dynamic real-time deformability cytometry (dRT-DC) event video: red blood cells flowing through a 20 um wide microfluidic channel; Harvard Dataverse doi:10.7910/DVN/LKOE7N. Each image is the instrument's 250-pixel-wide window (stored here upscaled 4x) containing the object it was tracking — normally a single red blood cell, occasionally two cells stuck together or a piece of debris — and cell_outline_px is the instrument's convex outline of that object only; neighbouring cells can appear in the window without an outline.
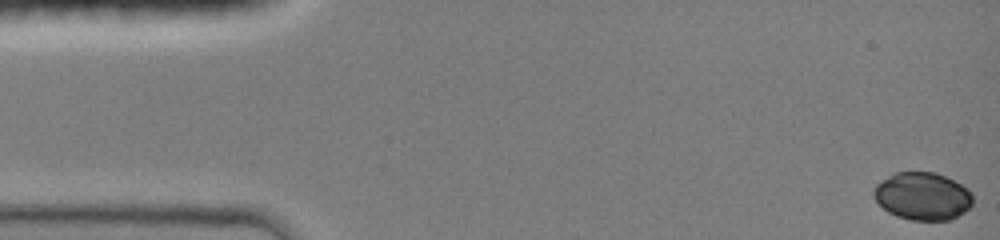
{"species": "common noctule bat (a hibernating species)", "species_latin": "Nyctalus noctula", "temperature_condition": "room temperature", "stored_images_in_passage": 8, "camera_frame_rate_fps": 3000, "um_per_image_px": 0.085, "animal": {"sex": "female", "body_mass_g": 19.0, "forearm_length_mm": 51.5}, "frame": {"image": 1, "passage_image": 1, "time_ms": 0.0, "image_size_px": [1000, 240], "cell_outline_px": [[972, 204], [964, 212], [952, 220], [912, 220], [896, 216], [888, 212], [876, 200], [872, 192], [876, 184], [896, 172], [932, 172], [944, 176], [960, 184], [972, 196]], "centroid_in_image_um": [78.39, 16.69], "position_along_channel_um": 6.6, "area_um2": 27.17}}
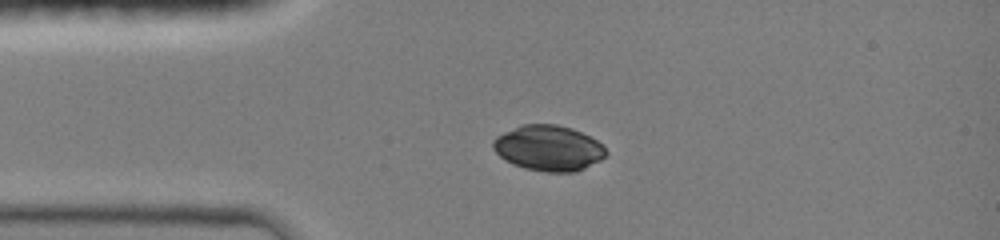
{"frame": {"image": 2, "passage_image": 5, "time_ms": 3.333, "image_size_px": [1000, 240], "cell_outline_px": [[608, 152], [600, 160], [576, 172], [544, 172], [524, 168], [512, 164], [504, 160], [492, 148], [492, 140], [496, 136], [504, 132], [524, 124], [556, 124], [572, 128], [596, 140]], "centroid_in_image_um": [46.59, 12.59], "position_along_channel_um": 38.4, "area_um2": 29.88}}
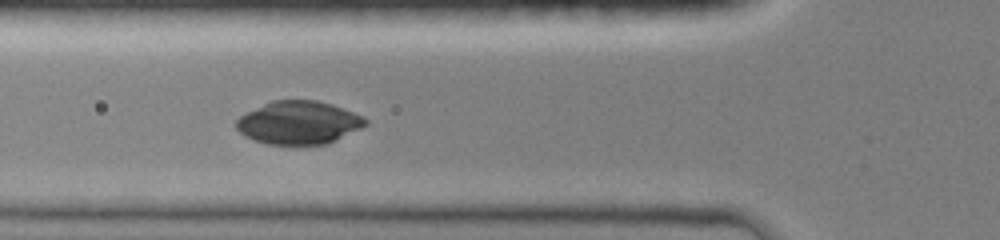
{"frame": {"image": 3, "passage_image": 7, "time_ms": 5.333, "image_size_px": [1000, 240], "cell_outline_px": [[368, 124], [328, 144], [304, 148], [268, 144], [244, 136], [236, 128], [236, 120], [240, 116], [272, 100], [316, 100], [332, 104], [364, 116], [368, 120]], "centroid_in_image_um": [25.41, 10.47], "position_along_channel_um": 100.4, "area_um2": 33.12}}